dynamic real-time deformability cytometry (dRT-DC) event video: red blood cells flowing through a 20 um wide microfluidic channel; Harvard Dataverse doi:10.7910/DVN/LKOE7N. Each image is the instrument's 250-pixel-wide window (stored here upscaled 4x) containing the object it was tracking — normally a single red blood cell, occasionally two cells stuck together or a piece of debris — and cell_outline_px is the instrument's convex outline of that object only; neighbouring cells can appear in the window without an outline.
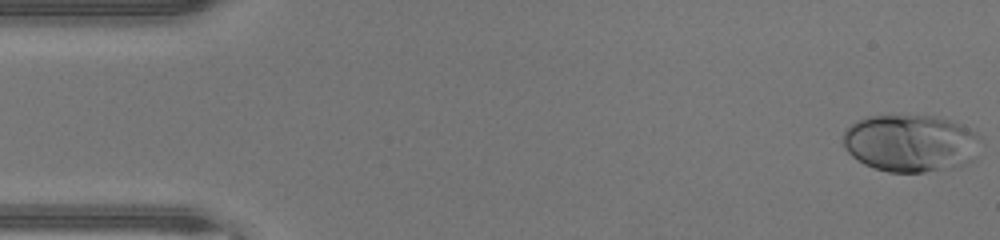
{"species": "human", "species_latin": "Homo sapiens", "temperature_condition": "warm", "stored_images_in_passage": 46, "camera_frame_rate_fps": 3000, "um_per_image_px": 0.085, "donor": {"sex": "male"}, "frame": {"image": 1, "passage_image": 1, "time_ms": 0.0, "image_size_px": [1000, 240], "cell_outline_px": [[980, 136], [972, 160], [956, 168], [924, 172], [888, 172], [864, 164], [852, 156], [844, 148], [844, 132], [856, 120], [868, 116], [940, 116], [960, 124], [976, 132]], "centroid_in_image_um": [77.39, 12.17], "position_along_channel_um": 7.6, "area_um2": 45.84}}
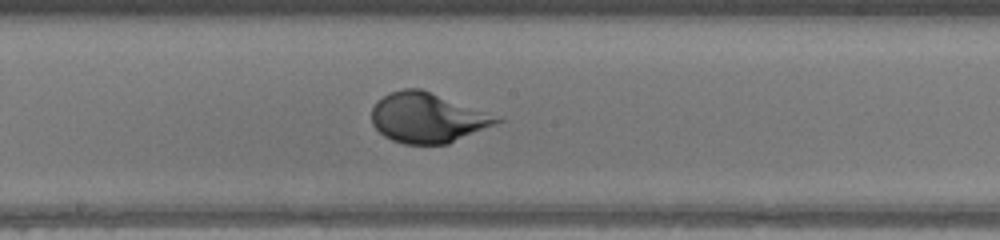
{"frame": {"image": 2, "passage_image": 24, "time_ms": 7.667, "image_size_px": [1000, 240], "cell_outline_px": [[504, 120], [448, 144], [404, 144], [392, 140], [384, 136], [372, 124], [372, 108], [376, 100], [392, 92], [404, 88], [420, 88], [504, 116]], "centroid_in_image_um": [36.38, 10.0], "position_along_channel_um": 211.8, "area_um2": 36.76}}
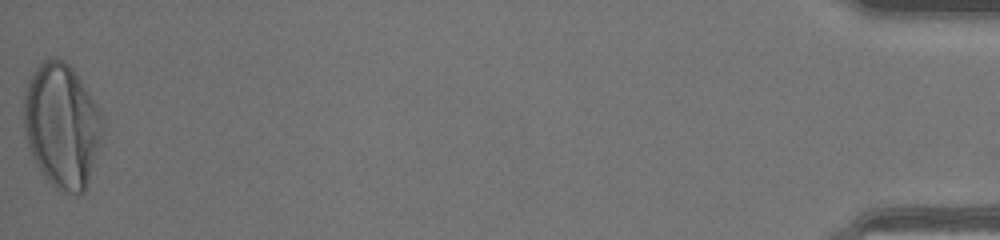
{"frame": {"image": 3, "passage_image": 46, "time_ms": 15.0, "image_size_px": [1000, 240], "cell_outline_px": [[104, 124], [100, 144], [84, 192], [60, 192], [44, 176], [36, 164], [28, 148], [24, 136], [24, 88], [32, 72], [44, 60], [56, 56], [64, 60], [72, 68], [100, 108], [104, 116]], "centroid_in_image_um": [5.25, 10.63], "position_along_channel_um": 430.0, "area_um2": 57.34}, "authors_computed_cell_mechanics": {"area_um2": 38.5526, "velocity_mm_per_s": 4.4811, "shape_relaxation_time_tau1_ms": 3.0684, "shape_relaxation_time_tau2_ms": null, "deformation_change_tau1": 0.2229, "deformation_change_tau2": null}}